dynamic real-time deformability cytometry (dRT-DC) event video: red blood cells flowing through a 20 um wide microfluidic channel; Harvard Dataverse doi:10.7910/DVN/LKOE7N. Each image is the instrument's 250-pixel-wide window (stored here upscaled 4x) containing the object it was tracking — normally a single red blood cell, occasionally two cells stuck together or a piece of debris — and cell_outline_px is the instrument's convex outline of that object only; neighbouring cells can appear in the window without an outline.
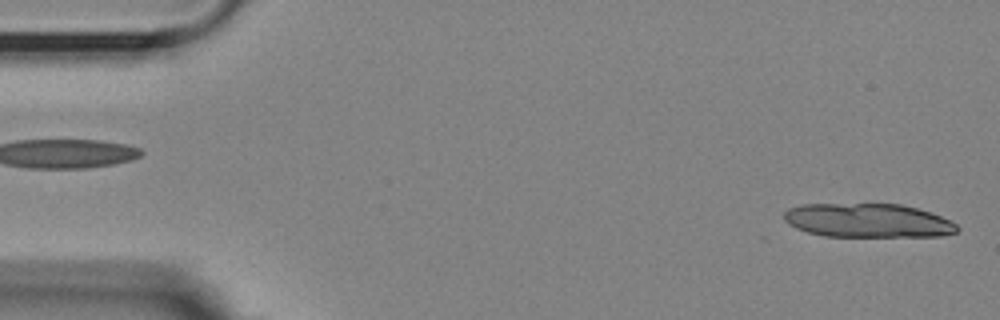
{"species": "Egyptian fruit bat (a non-hibernating species)", "species_latin": "Rousettus aegyptiacus", "temperature_condition": "room temperature", "stored_images_in_passage": 13, "camera_frame_rate_fps": 3000, "um_per_image_px": 0.085, "animal": {"sex": "female"}, "frame": {"image": 1, "passage_image": 1, "time_ms": 0.0, "image_size_px": [1000, 320], "cell_outline_px": [[960, 228], [956, 232], [944, 236], [824, 236], [808, 232], [796, 228], [788, 224], [784, 220], [784, 212], [788, 208], [804, 204], [900, 204], [916, 208], [940, 216], [956, 224]], "centroid_in_image_um": [73.75, 18.74], "position_along_channel_um": 11.3, "area_um2": 34.1}}